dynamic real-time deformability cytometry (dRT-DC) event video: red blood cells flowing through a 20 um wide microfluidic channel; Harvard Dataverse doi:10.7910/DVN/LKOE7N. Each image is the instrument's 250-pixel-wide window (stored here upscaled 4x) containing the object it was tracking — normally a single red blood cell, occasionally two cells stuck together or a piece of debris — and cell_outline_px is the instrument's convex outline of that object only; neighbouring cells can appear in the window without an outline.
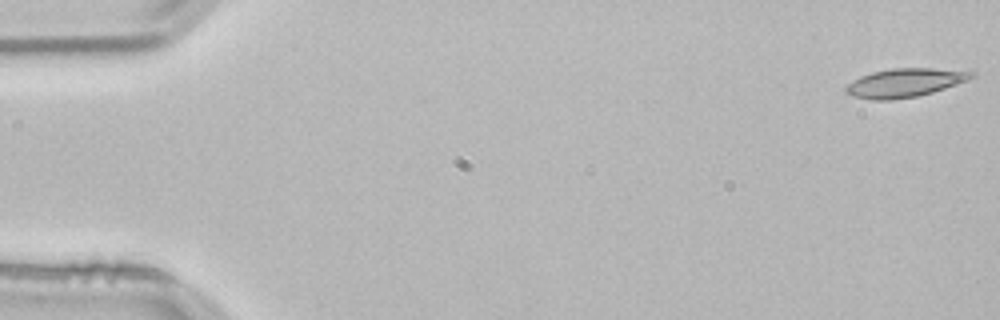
{"species": "common noctule bat (a hibernating species)", "species_latin": "Nyctalus noctula", "temperature_condition": "room temperature", "stored_images_in_passage": 53, "camera_frame_rate_fps": 3000, "um_per_image_px": 0.085, "animal": {"sex": "male", "body_mass_g": 21.5, "forearm_length_mm": 52.0}, "frame": {"image": 1, "passage_image": 1, "time_ms": 0.0, "image_size_px": [1000, 320], "cell_outline_px": [[976, 76], [944, 88], [932, 92], [916, 96], [888, 100], [872, 100], [852, 96], [844, 92], [844, 88], [848, 84], [860, 76], [872, 72], [892, 68], [932, 68], [976, 72]], "centroid_in_image_um": [76.86, 7.03], "position_along_channel_um": 8.1, "area_um2": 20.75}}
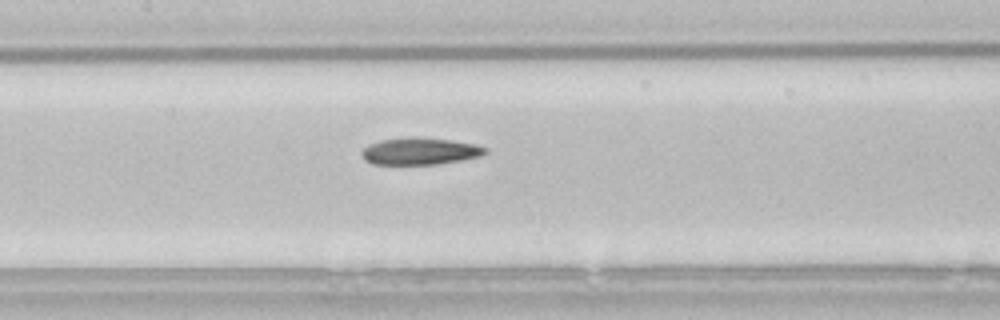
{"frame": {"image": 2, "passage_image": 25, "time_ms": 8.0, "image_size_px": [1000, 320], "cell_outline_px": [[488, 152], [480, 156], [460, 160], [436, 164], [372, 164], [364, 160], [360, 152], [368, 144], [380, 140], [412, 136], [452, 140], [476, 144], [488, 148]], "centroid_in_image_um": [35.68, 12.84], "position_along_channel_um": 171.7, "area_um2": 19.59}}
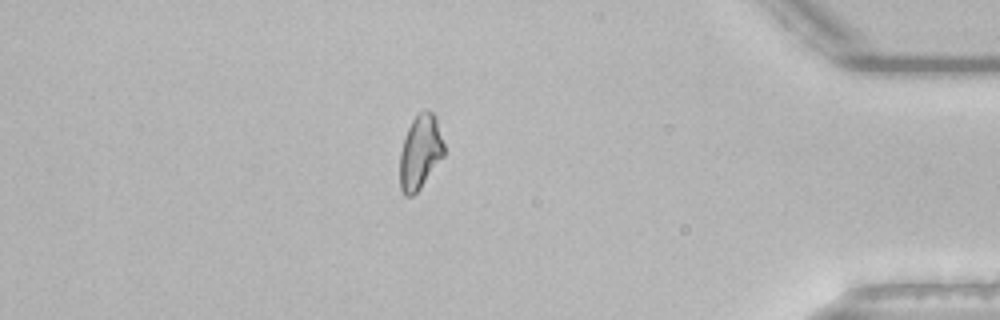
{"frame": {"image": 3, "passage_image": 46, "time_ms": 15.0, "image_size_px": [1000, 320], "cell_outline_px": [[444, 156], [420, 188], [412, 196], [404, 196], [400, 188], [400, 152], [408, 128], [412, 120], [424, 108], [432, 112], [436, 116], [444, 144]], "centroid_in_image_um": [35.72, 12.92], "position_along_channel_um": 399.5, "area_um2": 19.07}}